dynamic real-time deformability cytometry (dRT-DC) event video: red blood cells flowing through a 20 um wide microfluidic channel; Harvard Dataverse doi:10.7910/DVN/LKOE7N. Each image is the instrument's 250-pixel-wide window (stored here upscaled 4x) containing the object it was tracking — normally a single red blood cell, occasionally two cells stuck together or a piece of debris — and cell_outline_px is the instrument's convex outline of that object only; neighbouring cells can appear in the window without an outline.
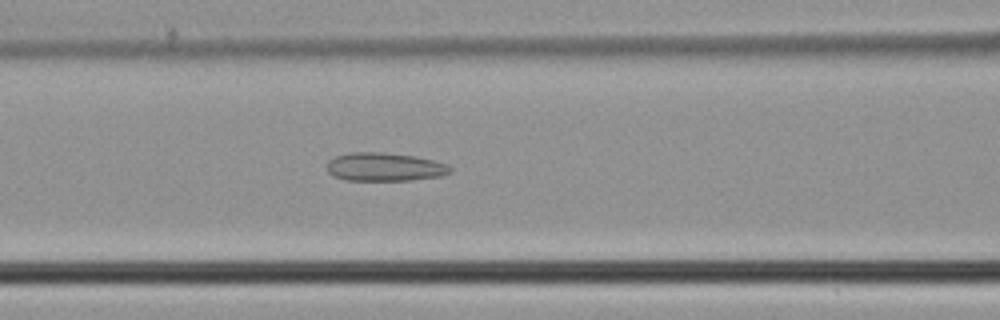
{"species": "common noctule bat (a hibernating species)", "species_latin": "Nyctalus noctula", "temperature_condition": "cold", "stored_images_in_passage": 34, "camera_frame_rate_fps": 3000, "um_per_image_px": 0.085, "animal": {"sex": "male", "body_mass_g": 21.5, "forearm_length_mm": 52.0}, "frame": {"image": 1, "passage_image": 16, "time_ms": 5.0, "image_size_px": [1000, 320], "cell_outline_px": [[452, 172], [440, 176], [412, 180], [344, 180], [332, 176], [328, 172], [328, 160], [336, 156], [352, 152], [380, 152], [412, 156], [432, 160], [448, 164], [452, 168]], "centroid_in_image_um": [32.69, 14.19], "position_along_channel_um": 133.9, "area_um2": 20.35}}
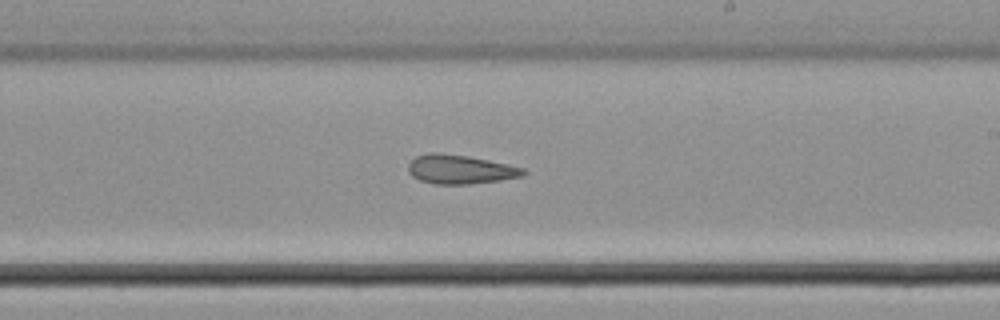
{"frame": {"image": 2, "passage_image": 24, "time_ms": 7.667, "image_size_px": [1000, 320], "cell_outline_px": [[528, 172], [524, 176], [500, 180], [468, 184], [436, 184], [420, 180], [412, 176], [408, 172], [408, 164], [416, 156], [428, 152], [436, 152], [468, 156], [508, 164], [524, 168]], "centroid_in_image_um": [39.12, 14.39], "position_along_channel_um": 249.9, "area_um2": 19.54}}
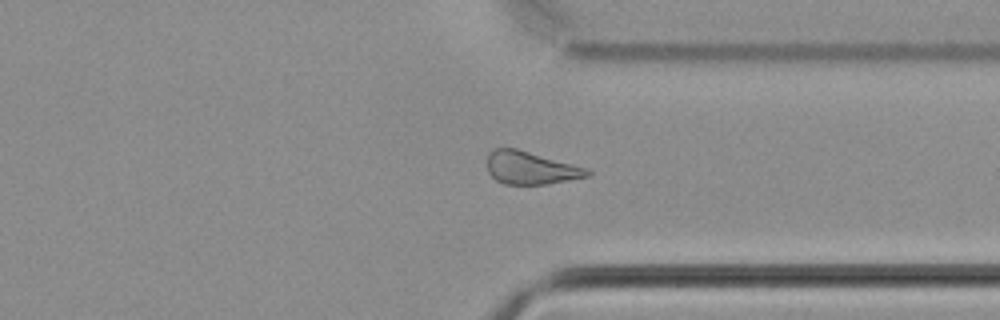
{"frame": {"image": 3, "passage_image": 32, "time_ms": 10.333, "image_size_px": [1000, 320], "cell_outline_px": [[592, 172], [588, 176], [548, 184], [504, 184], [496, 180], [488, 172], [488, 152], [492, 148], [516, 148], [588, 168]], "centroid_in_image_um": [45.1, 14.26], "position_along_channel_um": 366.3, "area_um2": 19.13}}